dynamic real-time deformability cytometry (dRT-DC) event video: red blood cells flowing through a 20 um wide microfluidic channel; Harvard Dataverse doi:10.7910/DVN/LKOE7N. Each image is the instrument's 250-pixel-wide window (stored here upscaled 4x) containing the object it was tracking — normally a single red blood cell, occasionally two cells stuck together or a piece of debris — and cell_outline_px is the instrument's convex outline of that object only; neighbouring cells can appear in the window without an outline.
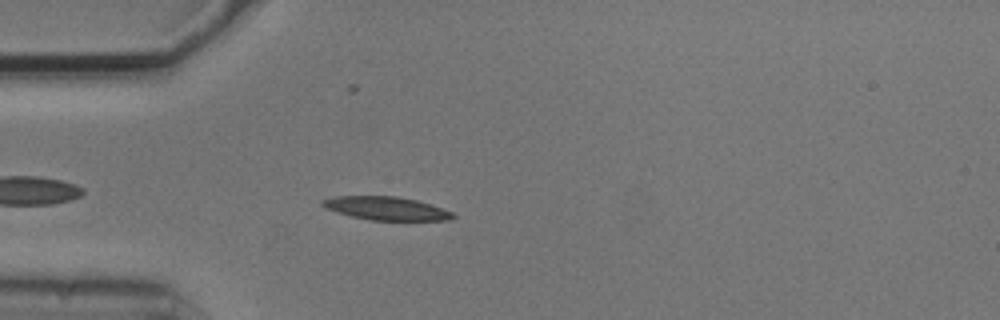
{"species": "common noctule bat (a hibernating species)", "species_latin": "Nyctalus noctula", "temperature_condition": "cold", "stored_images_in_passage": 3, "camera_frame_rate_fps": 3000, "um_per_image_px": 0.085, "animal": {"sex": "male", "body_mass_g": 20.5, "forearm_length_mm": 52.5}, "frame": {"image": 1, "passage_image": 3, "time_ms": 0.667, "image_size_px": [1000, 320], "cell_outline_px": [[456, 216], [452, 220], [368, 220], [352, 216], [328, 208], [320, 204], [320, 200], [332, 196], [396, 196], [416, 200], [452, 212]], "centroid_in_image_um": [32.82, 17.71], "position_along_channel_um": 52.2, "area_um2": 17.51}}